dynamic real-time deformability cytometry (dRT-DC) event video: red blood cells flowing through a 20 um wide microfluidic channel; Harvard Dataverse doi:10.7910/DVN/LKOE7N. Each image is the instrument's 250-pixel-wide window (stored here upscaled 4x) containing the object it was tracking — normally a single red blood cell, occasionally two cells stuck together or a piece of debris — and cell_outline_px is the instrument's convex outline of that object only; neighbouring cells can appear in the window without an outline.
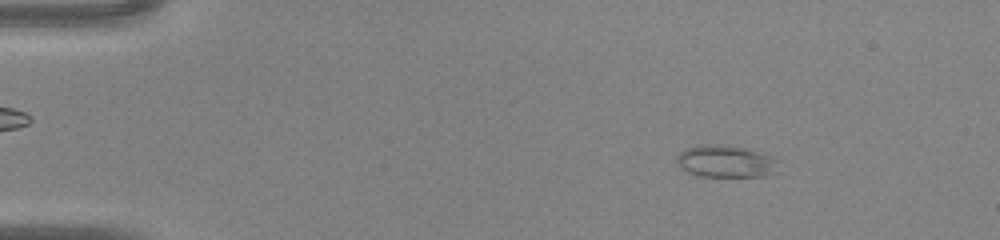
{"species": "common noctule bat (a hibernating species)", "species_latin": "Nyctalus noctula", "temperature_condition": "warm", "stored_images_in_passage": 45, "camera_frame_rate_fps": 3000, "um_per_image_px": 0.085, "animal": {"sex": "male", "body_mass_g": 20.0, "forearm_length_mm": 53.3}, "frame": {"image": 1, "passage_image": 6, "time_ms": 1.667, "image_size_px": [1000, 240], "cell_outline_px": [[780, 172], [764, 176], [700, 176], [688, 172], [680, 168], [676, 160], [676, 156], [680, 152], [688, 148], [700, 144], [720, 144], [744, 148], [772, 156], [780, 160]], "centroid_in_image_um": [61.75, 13.72], "position_along_channel_um": 23.3, "area_um2": 19.36}}
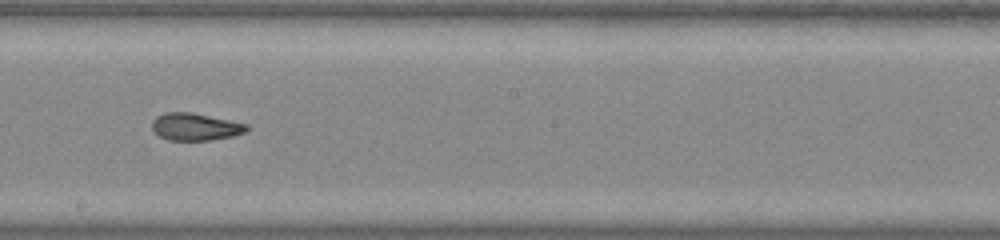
{"frame": {"image": 2, "passage_image": 26, "time_ms": 8.333, "image_size_px": [1000, 240], "cell_outline_px": [[248, 128], [244, 132], [232, 136], [212, 140], [168, 140], [160, 136], [152, 128], [152, 120], [156, 116], [168, 112], [192, 112], [248, 124]], "centroid_in_image_um": [16.59, 10.77], "position_along_channel_um": 231.6, "area_um2": 14.97}}
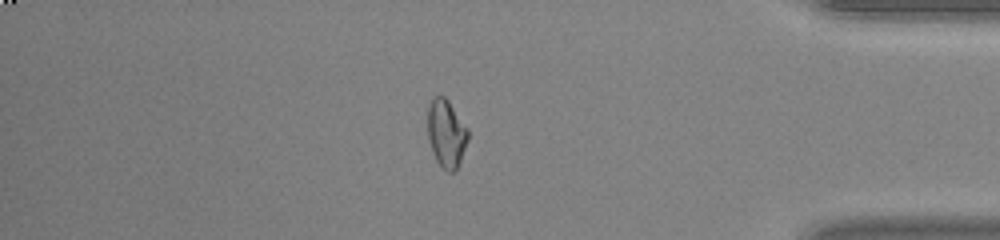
{"frame": {"image": 3, "passage_image": 39, "time_ms": 12.667, "image_size_px": [1000, 240], "cell_outline_px": [[468, 140], [456, 172], [448, 172], [436, 160], [432, 152], [428, 140], [428, 104], [436, 96], [444, 96], [448, 100], [468, 128]], "centroid_in_image_um": [37.94, 11.35], "position_along_channel_um": 397.3, "area_um2": 15.95}}